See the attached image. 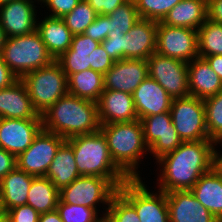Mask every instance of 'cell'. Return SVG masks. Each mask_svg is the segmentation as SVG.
Returning <instances> with one entry per match:
<instances>
[{"instance_id":"30","label":"cell","mask_w":222,"mask_h":222,"mask_svg":"<svg viewBox=\"0 0 222 222\" xmlns=\"http://www.w3.org/2000/svg\"><path fill=\"white\" fill-rule=\"evenodd\" d=\"M59 190L45 176L34 177L28 191L27 203L39 214L57 209Z\"/></svg>"},{"instance_id":"32","label":"cell","mask_w":222,"mask_h":222,"mask_svg":"<svg viewBox=\"0 0 222 222\" xmlns=\"http://www.w3.org/2000/svg\"><path fill=\"white\" fill-rule=\"evenodd\" d=\"M109 17V33L126 34L140 18L137 12L135 2L127 0L117 7Z\"/></svg>"},{"instance_id":"35","label":"cell","mask_w":222,"mask_h":222,"mask_svg":"<svg viewBox=\"0 0 222 222\" xmlns=\"http://www.w3.org/2000/svg\"><path fill=\"white\" fill-rule=\"evenodd\" d=\"M181 0H136L135 5L140 18L160 22Z\"/></svg>"},{"instance_id":"39","label":"cell","mask_w":222,"mask_h":222,"mask_svg":"<svg viewBox=\"0 0 222 222\" xmlns=\"http://www.w3.org/2000/svg\"><path fill=\"white\" fill-rule=\"evenodd\" d=\"M84 34L100 43L104 41L109 34L108 15L98 14L96 19L86 28Z\"/></svg>"},{"instance_id":"42","label":"cell","mask_w":222,"mask_h":222,"mask_svg":"<svg viewBox=\"0 0 222 222\" xmlns=\"http://www.w3.org/2000/svg\"><path fill=\"white\" fill-rule=\"evenodd\" d=\"M114 62L115 61L108 55L101 43L94 49V71L104 75L113 66Z\"/></svg>"},{"instance_id":"18","label":"cell","mask_w":222,"mask_h":222,"mask_svg":"<svg viewBox=\"0 0 222 222\" xmlns=\"http://www.w3.org/2000/svg\"><path fill=\"white\" fill-rule=\"evenodd\" d=\"M97 106L101 125L138 119L133 95L127 92L104 90Z\"/></svg>"},{"instance_id":"9","label":"cell","mask_w":222,"mask_h":222,"mask_svg":"<svg viewBox=\"0 0 222 222\" xmlns=\"http://www.w3.org/2000/svg\"><path fill=\"white\" fill-rule=\"evenodd\" d=\"M118 188L107 178L80 176L59 190V199L68 204L83 205L96 210L97 203L110 205Z\"/></svg>"},{"instance_id":"13","label":"cell","mask_w":222,"mask_h":222,"mask_svg":"<svg viewBox=\"0 0 222 222\" xmlns=\"http://www.w3.org/2000/svg\"><path fill=\"white\" fill-rule=\"evenodd\" d=\"M146 145L158 160L182 144L171 119L170 112L140 119Z\"/></svg>"},{"instance_id":"19","label":"cell","mask_w":222,"mask_h":222,"mask_svg":"<svg viewBox=\"0 0 222 222\" xmlns=\"http://www.w3.org/2000/svg\"><path fill=\"white\" fill-rule=\"evenodd\" d=\"M138 119L169 112L172 97L149 76L133 92Z\"/></svg>"},{"instance_id":"22","label":"cell","mask_w":222,"mask_h":222,"mask_svg":"<svg viewBox=\"0 0 222 222\" xmlns=\"http://www.w3.org/2000/svg\"><path fill=\"white\" fill-rule=\"evenodd\" d=\"M100 42L93 40L85 34L73 35L71 47L63 53L56 61L67 75L93 70L94 49Z\"/></svg>"},{"instance_id":"46","label":"cell","mask_w":222,"mask_h":222,"mask_svg":"<svg viewBox=\"0 0 222 222\" xmlns=\"http://www.w3.org/2000/svg\"><path fill=\"white\" fill-rule=\"evenodd\" d=\"M207 19L222 24V0H207Z\"/></svg>"},{"instance_id":"41","label":"cell","mask_w":222,"mask_h":222,"mask_svg":"<svg viewBox=\"0 0 222 222\" xmlns=\"http://www.w3.org/2000/svg\"><path fill=\"white\" fill-rule=\"evenodd\" d=\"M46 3L47 8L52 10L49 16L55 18H62L66 14L70 13L80 2V0H39Z\"/></svg>"},{"instance_id":"43","label":"cell","mask_w":222,"mask_h":222,"mask_svg":"<svg viewBox=\"0 0 222 222\" xmlns=\"http://www.w3.org/2000/svg\"><path fill=\"white\" fill-rule=\"evenodd\" d=\"M100 15H109L127 0H86Z\"/></svg>"},{"instance_id":"25","label":"cell","mask_w":222,"mask_h":222,"mask_svg":"<svg viewBox=\"0 0 222 222\" xmlns=\"http://www.w3.org/2000/svg\"><path fill=\"white\" fill-rule=\"evenodd\" d=\"M207 19V0H181L161 21L173 27L198 30Z\"/></svg>"},{"instance_id":"29","label":"cell","mask_w":222,"mask_h":222,"mask_svg":"<svg viewBox=\"0 0 222 222\" xmlns=\"http://www.w3.org/2000/svg\"><path fill=\"white\" fill-rule=\"evenodd\" d=\"M68 94L96 102L104 89V75L91 68L67 77Z\"/></svg>"},{"instance_id":"38","label":"cell","mask_w":222,"mask_h":222,"mask_svg":"<svg viewBox=\"0 0 222 222\" xmlns=\"http://www.w3.org/2000/svg\"><path fill=\"white\" fill-rule=\"evenodd\" d=\"M105 51L114 61L125 59V34L110 32L108 37L101 42Z\"/></svg>"},{"instance_id":"3","label":"cell","mask_w":222,"mask_h":222,"mask_svg":"<svg viewBox=\"0 0 222 222\" xmlns=\"http://www.w3.org/2000/svg\"><path fill=\"white\" fill-rule=\"evenodd\" d=\"M66 142L73 148L81 176L107 178L117 188L130 179L113 161L106 138L101 131L75 136Z\"/></svg>"},{"instance_id":"5","label":"cell","mask_w":222,"mask_h":222,"mask_svg":"<svg viewBox=\"0 0 222 222\" xmlns=\"http://www.w3.org/2000/svg\"><path fill=\"white\" fill-rule=\"evenodd\" d=\"M1 54L5 64L18 79L54 61L37 31L27 35L8 37Z\"/></svg>"},{"instance_id":"15","label":"cell","mask_w":222,"mask_h":222,"mask_svg":"<svg viewBox=\"0 0 222 222\" xmlns=\"http://www.w3.org/2000/svg\"><path fill=\"white\" fill-rule=\"evenodd\" d=\"M147 77L148 64L145 59H122L115 61L104 74V89L133 94Z\"/></svg>"},{"instance_id":"37","label":"cell","mask_w":222,"mask_h":222,"mask_svg":"<svg viewBox=\"0 0 222 222\" xmlns=\"http://www.w3.org/2000/svg\"><path fill=\"white\" fill-rule=\"evenodd\" d=\"M107 212L117 222H140L135 208L119 192L112 197Z\"/></svg>"},{"instance_id":"44","label":"cell","mask_w":222,"mask_h":222,"mask_svg":"<svg viewBox=\"0 0 222 222\" xmlns=\"http://www.w3.org/2000/svg\"><path fill=\"white\" fill-rule=\"evenodd\" d=\"M16 166V157L10 152L0 148V178L5 177Z\"/></svg>"},{"instance_id":"49","label":"cell","mask_w":222,"mask_h":222,"mask_svg":"<svg viewBox=\"0 0 222 222\" xmlns=\"http://www.w3.org/2000/svg\"><path fill=\"white\" fill-rule=\"evenodd\" d=\"M39 222H63L57 210L42 213L39 216Z\"/></svg>"},{"instance_id":"16","label":"cell","mask_w":222,"mask_h":222,"mask_svg":"<svg viewBox=\"0 0 222 222\" xmlns=\"http://www.w3.org/2000/svg\"><path fill=\"white\" fill-rule=\"evenodd\" d=\"M33 3L32 0H15L0 6V25L7 38L36 31L37 12Z\"/></svg>"},{"instance_id":"4","label":"cell","mask_w":222,"mask_h":222,"mask_svg":"<svg viewBox=\"0 0 222 222\" xmlns=\"http://www.w3.org/2000/svg\"><path fill=\"white\" fill-rule=\"evenodd\" d=\"M100 131L106 138L110 155L115 164L130 179L140 178L136 166H138V161L143 157L144 152H149L141 121L137 119L131 122L103 124Z\"/></svg>"},{"instance_id":"33","label":"cell","mask_w":222,"mask_h":222,"mask_svg":"<svg viewBox=\"0 0 222 222\" xmlns=\"http://www.w3.org/2000/svg\"><path fill=\"white\" fill-rule=\"evenodd\" d=\"M98 13L86 0H80L77 6L64 17L66 26L73 35L84 34L86 28L96 19Z\"/></svg>"},{"instance_id":"54","label":"cell","mask_w":222,"mask_h":222,"mask_svg":"<svg viewBox=\"0 0 222 222\" xmlns=\"http://www.w3.org/2000/svg\"><path fill=\"white\" fill-rule=\"evenodd\" d=\"M12 1H15V0H0V6L4 5V4H7L9 2H12Z\"/></svg>"},{"instance_id":"17","label":"cell","mask_w":222,"mask_h":222,"mask_svg":"<svg viewBox=\"0 0 222 222\" xmlns=\"http://www.w3.org/2000/svg\"><path fill=\"white\" fill-rule=\"evenodd\" d=\"M170 222H220L190 190L166 193Z\"/></svg>"},{"instance_id":"47","label":"cell","mask_w":222,"mask_h":222,"mask_svg":"<svg viewBox=\"0 0 222 222\" xmlns=\"http://www.w3.org/2000/svg\"><path fill=\"white\" fill-rule=\"evenodd\" d=\"M222 140L214 141L213 148H212V162H211V169L218 175L222 177V155H219V152L215 150V144L221 143Z\"/></svg>"},{"instance_id":"6","label":"cell","mask_w":222,"mask_h":222,"mask_svg":"<svg viewBox=\"0 0 222 222\" xmlns=\"http://www.w3.org/2000/svg\"><path fill=\"white\" fill-rule=\"evenodd\" d=\"M21 80L39 115L68 93L67 75L56 60L48 66L27 73Z\"/></svg>"},{"instance_id":"21","label":"cell","mask_w":222,"mask_h":222,"mask_svg":"<svg viewBox=\"0 0 222 222\" xmlns=\"http://www.w3.org/2000/svg\"><path fill=\"white\" fill-rule=\"evenodd\" d=\"M0 118L41 119L21 79L0 89Z\"/></svg>"},{"instance_id":"11","label":"cell","mask_w":222,"mask_h":222,"mask_svg":"<svg viewBox=\"0 0 222 222\" xmlns=\"http://www.w3.org/2000/svg\"><path fill=\"white\" fill-rule=\"evenodd\" d=\"M156 52L189 63L199 57L198 30L158 22Z\"/></svg>"},{"instance_id":"2","label":"cell","mask_w":222,"mask_h":222,"mask_svg":"<svg viewBox=\"0 0 222 222\" xmlns=\"http://www.w3.org/2000/svg\"><path fill=\"white\" fill-rule=\"evenodd\" d=\"M42 128L66 140L100 131L96 102L70 94L61 97L41 114Z\"/></svg>"},{"instance_id":"8","label":"cell","mask_w":222,"mask_h":222,"mask_svg":"<svg viewBox=\"0 0 222 222\" xmlns=\"http://www.w3.org/2000/svg\"><path fill=\"white\" fill-rule=\"evenodd\" d=\"M118 192L135 208L140 222H170L166 193H151L141 178L127 180Z\"/></svg>"},{"instance_id":"53","label":"cell","mask_w":222,"mask_h":222,"mask_svg":"<svg viewBox=\"0 0 222 222\" xmlns=\"http://www.w3.org/2000/svg\"><path fill=\"white\" fill-rule=\"evenodd\" d=\"M5 214V211H4V208L2 206V202H1V199H0V218Z\"/></svg>"},{"instance_id":"7","label":"cell","mask_w":222,"mask_h":222,"mask_svg":"<svg viewBox=\"0 0 222 222\" xmlns=\"http://www.w3.org/2000/svg\"><path fill=\"white\" fill-rule=\"evenodd\" d=\"M169 112L172 123L183 142L211 140L206 128L203 100L194 96L174 98Z\"/></svg>"},{"instance_id":"36","label":"cell","mask_w":222,"mask_h":222,"mask_svg":"<svg viewBox=\"0 0 222 222\" xmlns=\"http://www.w3.org/2000/svg\"><path fill=\"white\" fill-rule=\"evenodd\" d=\"M56 210L63 222H100L98 210L83 205L68 204L59 199Z\"/></svg>"},{"instance_id":"10","label":"cell","mask_w":222,"mask_h":222,"mask_svg":"<svg viewBox=\"0 0 222 222\" xmlns=\"http://www.w3.org/2000/svg\"><path fill=\"white\" fill-rule=\"evenodd\" d=\"M146 61L148 76L154 79L172 99L190 96L188 63L157 52L153 53Z\"/></svg>"},{"instance_id":"26","label":"cell","mask_w":222,"mask_h":222,"mask_svg":"<svg viewBox=\"0 0 222 222\" xmlns=\"http://www.w3.org/2000/svg\"><path fill=\"white\" fill-rule=\"evenodd\" d=\"M34 177L16 166L2 178L0 199L5 213L27 203L28 191Z\"/></svg>"},{"instance_id":"48","label":"cell","mask_w":222,"mask_h":222,"mask_svg":"<svg viewBox=\"0 0 222 222\" xmlns=\"http://www.w3.org/2000/svg\"><path fill=\"white\" fill-rule=\"evenodd\" d=\"M204 59L208 62L212 70L222 80V55L206 56Z\"/></svg>"},{"instance_id":"34","label":"cell","mask_w":222,"mask_h":222,"mask_svg":"<svg viewBox=\"0 0 222 222\" xmlns=\"http://www.w3.org/2000/svg\"><path fill=\"white\" fill-rule=\"evenodd\" d=\"M203 102L209 138L213 141L222 140V91Z\"/></svg>"},{"instance_id":"45","label":"cell","mask_w":222,"mask_h":222,"mask_svg":"<svg viewBox=\"0 0 222 222\" xmlns=\"http://www.w3.org/2000/svg\"><path fill=\"white\" fill-rule=\"evenodd\" d=\"M17 80L18 77L5 64L2 58V54H0V89L9 87Z\"/></svg>"},{"instance_id":"28","label":"cell","mask_w":222,"mask_h":222,"mask_svg":"<svg viewBox=\"0 0 222 222\" xmlns=\"http://www.w3.org/2000/svg\"><path fill=\"white\" fill-rule=\"evenodd\" d=\"M80 176L73 148L65 141L58 149L45 177L61 190Z\"/></svg>"},{"instance_id":"14","label":"cell","mask_w":222,"mask_h":222,"mask_svg":"<svg viewBox=\"0 0 222 222\" xmlns=\"http://www.w3.org/2000/svg\"><path fill=\"white\" fill-rule=\"evenodd\" d=\"M42 129V119L0 118V148L16 158L32 144Z\"/></svg>"},{"instance_id":"31","label":"cell","mask_w":222,"mask_h":222,"mask_svg":"<svg viewBox=\"0 0 222 222\" xmlns=\"http://www.w3.org/2000/svg\"><path fill=\"white\" fill-rule=\"evenodd\" d=\"M199 57L222 55V24L209 19L198 29Z\"/></svg>"},{"instance_id":"1","label":"cell","mask_w":222,"mask_h":222,"mask_svg":"<svg viewBox=\"0 0 222 222\" xmlns=\"http://www.w3.org/2000/svg\"><path fill=\"white\" fill-rule=\"evenodd\" d=\"M213 140L182 142L174 151L162 156L159 190L165 193L190 190L199 178L211 170Z\"/></svg>"},{"instance_id":"40","label":"cell","mask_w":222,"mask_h":222,"mask_svg":"<svg viewBox=\"0 0 222 222\" xmlns=\"http://www.w3.org/2000/svg\"><path fill=\"white\" fill-rule=\"evenodd\" d=\"M6 214L10 222H39L40 216V214L28 204L9 209Z\"/></svg>"},{"instance_id":"23","label":"cell","mask_w":222,"mask_h":222,"mask_svg":"<svg viewBox=\"0 0 222 222\" xmlns=\"http://www.w3.org/2000/svg\"><path fill=\"white\" fill-rule=\"evenodd\" d=\"M189 94L205 100L222 91V80L204 58L188 63Z\"/></svg>"},{"instance_id":"51","label":"cell","mask_w":222,"mask_h":222,"mask_svg":"<svg viewBox=\"0 0 222 222\" xmlns=\"http://www.w3.org/2000/svg\"><path fill=\"white\" fill-rule=\"evenodd\" d=\"M103 217H100V222H117L106 210V213L103 214Z\"/></svg>"},{"instance_id":"50","label":"cell","mask_w":222,"mask_h":222,"mask_svg":"<svg viewBox=\"0 0 222 222\" xmlns=\"http://www.w3.org/2000/svg\"><path fill=\"white\" fill-rule=\"evenodd\" d=\"M6 35H5V31L3 30V28L1 27L0 25V54L2 53V49H3V46L6 42Z\"/></svg>"},{"instance_id":"55","label":"cell","mask_w":222,"mask_h":222,"mask_svg":"<svg viewBox=\"0 0 222 222\" xmlns=\"http://www.w3.org/2000/svg\"><path fill=\"white\" fill-rule=\"evenodd\" d=\"M1 182H2V178H0V196H1Z\"/></svg>"},{"instance_id":"52","label":"cell","mask_w":222,"mask_h":222,"mask_svg":"<svg viewBox=\"0 0 222 222\" xmlns=\"http://www.w3.org/2000/svg\"><path fill=\"white\" fill-rule=\"evenodd\" d=\"M0 222H10L9 217L6 213L0 218Z\"/></svg>"},{"instance_id":"12","label":"cell","mask_w":222,"mask_h":222,"mask_svg":"<svg viewBox=\"0 0 222 222\" xmlns=\"http://www.w3.org/2000/svg\"><path fill=\"white\" fill-rule=\"evenodd\" d=\"M66 141L55 133L41 129L32 144L17 158V167L35 177L46 176L58 149Z\"/></svg>"},{"instance_id":"20","label":"cell","mask_w":222,"mask_h":222,"mask_svg":"<svg viewBox=\"0 0 222 222\" xmlns=\"http://www.w3.org/2000/svg\"><path fill=\"white\" fill-rule=\"evenodd\" d=\"M158 22L139 18L125 34V59L147 60L156 52Z\"/></svg>"},{"instance_id":"24","label":"cell","mask_w":222,"mask_h":222,"mask_svg":"<svg viewBox=\"0 0 222 222\" xmlns=\"http://www.w3.org/2000/svg\"><path fill=\"white\" fill-rule=\"evenodd\" d=\"M36 31L54 60L71 47L73 34L62 18L47 16L37 23Z\"/></svg>"},{"instance_id":"27","label":"cell","mask_w":222,"mask_h":222,"mask_svg":"<svg viewBox=\"0 0 222 222\" xmlns=\"http://www.w3.org/2000/svg\"><path fill=\"white\" fill-rule=\"evenodd\" d=\"M194 197L222 222V177L212 169L190 189Z\"/></svg>"}]
</instances>
